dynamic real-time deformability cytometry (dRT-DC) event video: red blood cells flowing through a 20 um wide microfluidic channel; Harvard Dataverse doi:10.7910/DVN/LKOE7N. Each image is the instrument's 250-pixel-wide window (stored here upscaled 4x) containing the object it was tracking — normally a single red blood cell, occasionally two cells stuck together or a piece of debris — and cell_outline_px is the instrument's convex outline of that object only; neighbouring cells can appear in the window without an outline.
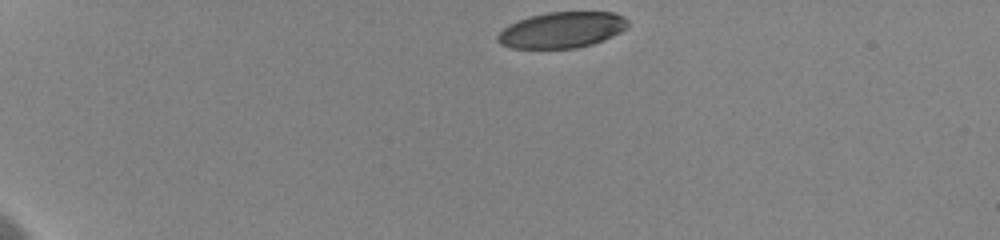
{"species": "human", "species_latin": "Homo sapiens", "temperature_condition": "cold", "stored_images_in_passage": 46, "camera_frame_rate_fps": 3000, "um_per_image_px": 0.085, "donor": {"sex": "female"}, "frame": {"image": 1, "passage_image": 1, "time_ms": 0.0, "image_size_px": [1000, 240], "cell_outline_px": [[628, 28], [604, 40], [592, 44], [576, 48], [512, 48], [500, 44], [496, 40], [496, 36], [508, 24], [528, 16], [548, 12], [612, 12], [624, 16], [628, 20]], "centroid_in_image_um": [47.76, 2.54], "position_along_channel_um": 37.2, "area_um2": 27.46}}
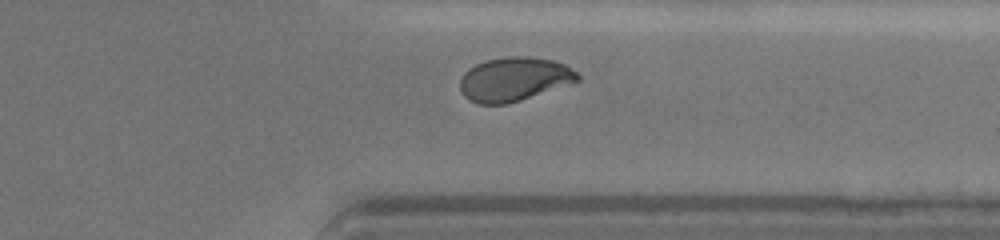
{"frame": {"image": 2, "passage_image": 41, "time_ms": 11.333, "image_size_px": [1000, 240], "cell_outline_px": [[580, 80], [576, 84], [508, 104], [476, 104], [468, 100], [460, 92], [460, 76], [468, 68], [484, 60], [508, 56], [528, 56], [552, 60], [564, 64], [576, 72], [580, 76]], "centroid_in_image_um": [43.71, 6.75], "position_along_channel_um": 367.7, "area_um2": 30.87}, "authors_computed_cell_mechanics": {"area_um2": 30.6051, "velocity_mm_per_s": 3.6353, "shape_relaxation_time_tau1_ms": 5.027, "shape_relaxation_time_tau2_ms": 1.3674, "deformation_change_tau1": 0.1851, "deformation_change_tau2": 0.0509}}